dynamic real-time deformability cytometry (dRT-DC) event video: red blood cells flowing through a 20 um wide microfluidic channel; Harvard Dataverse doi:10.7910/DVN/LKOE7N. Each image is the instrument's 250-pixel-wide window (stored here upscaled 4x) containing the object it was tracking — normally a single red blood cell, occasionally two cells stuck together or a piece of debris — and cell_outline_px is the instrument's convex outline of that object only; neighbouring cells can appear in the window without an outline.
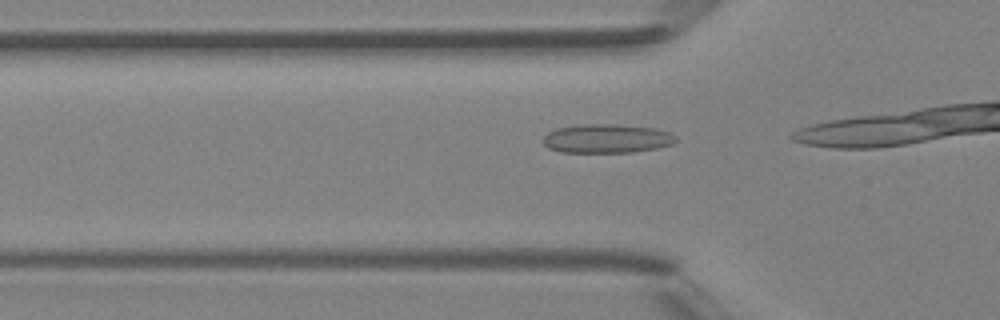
{"species": "Egyptian fruit bat (a non-hibernating species)", "species_latin": "Rousettus aegyptiacus", "temperature_condition": "room temperature", "stored_images_in_passage": 11, "camera_frame_rate_fps": 3000, "um_per_image_px": 0.085, "animal": {"sex": "female"}, "frame": {"image": 1, "passage_image": 7, "time_ms": 2.0, "image_size_px": [1000, 320], "cell_outline_px": [[676, 140], [672, 144], [656, 148], [632, 152], [560, 152], [548, 148], [544, 144], [544, 136], [548, 132], [556, 128], [584, 124], [616, 124], [656, 128], [668, 132], [676, 136]], "centroid_in_image_um": [51.57, 11.77], "position_along_channel_um": 74.2, "area_um2": 22.31}}
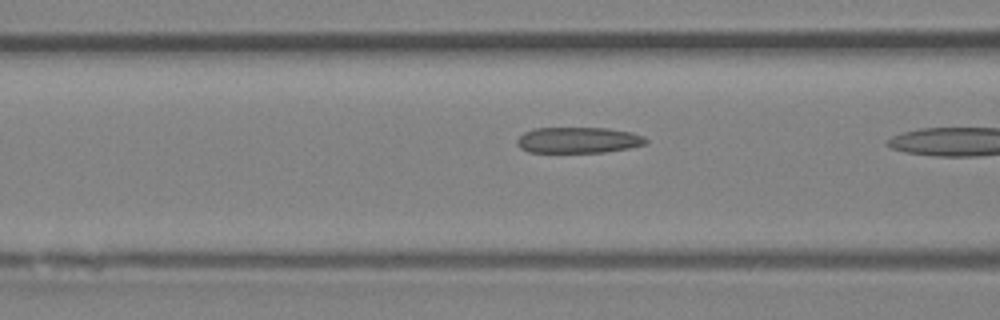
{"frame": {"image": 2, "passage_image": 10, "time_ms": 3.0, "image_size_px": [1000, 320], "cell_outline_px": [[648, 140], [644, 144], [628, 148], [604, 152], [528, 152], [520, 148], [516, 144], [516, 140], [524, 132], [536, 128], [608, 128], [632, 132], [644, 136]], "centroid_in_image_um": [49.14, 11.9], "position_along_channel_um": 117.5, "area_um2": 19.48}}